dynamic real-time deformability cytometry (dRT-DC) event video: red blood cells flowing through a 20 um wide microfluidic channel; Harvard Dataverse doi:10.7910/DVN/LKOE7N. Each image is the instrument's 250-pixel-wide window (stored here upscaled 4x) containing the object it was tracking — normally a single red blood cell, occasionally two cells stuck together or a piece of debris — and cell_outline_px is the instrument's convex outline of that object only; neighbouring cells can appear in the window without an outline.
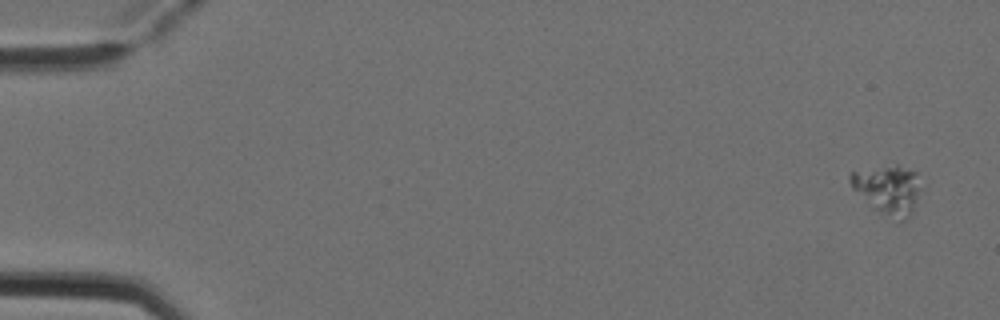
{"species": "Egyptian fruit bat (a non-hibernating species)", "species_latin": "Rousettus aegyptiacus", "temperature_condition": "cold", "stored_images_in_passage": 5, "camera_frame_rate_fps": 3000, "um_per_image_px": 0.085, "animal": {"sex": "female"}, "frame": {"image": 1, "passage_image": 1, "time_ms": 0.0, "image_size_px": [1000, 320], "cell_outline_px": [[920, 188], [912, 216], [904, 220], [900, 220], [872, 208], [852, 188], [848, 180], [848, 176], [852, 172], [896, 164], [916, 172]], "centroid_in_image_um": [75.47, 16.11], "position_along_channel_um": 9.5, "area_um2": 19.94}}
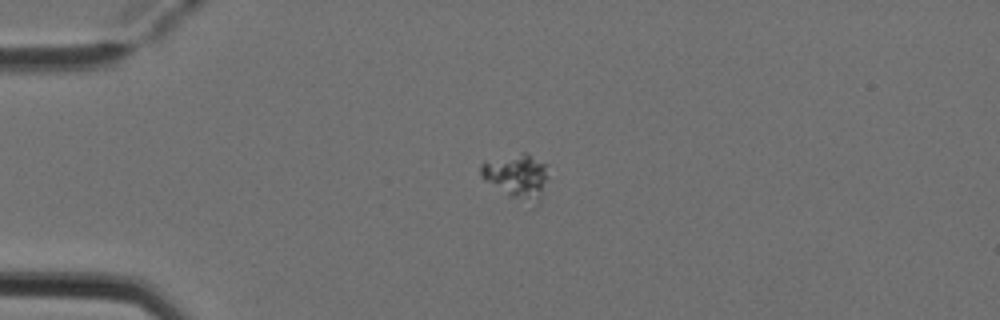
{"frame": {"image": 2, "passage_image": 4, "time_ms": 1.0, "image_size_px": [1000, 320], "cell_outline_px": [[548, 176], [540, 204], [532, 208], [508, 196], [484, 180], [480, 176], [480, 164], [484, 160], [524, 152], [548, 164]], "centroid_in_image_um": [43.97, 15.04], "position_along_channel_um": 41.0, "area_um2": 18.5}}